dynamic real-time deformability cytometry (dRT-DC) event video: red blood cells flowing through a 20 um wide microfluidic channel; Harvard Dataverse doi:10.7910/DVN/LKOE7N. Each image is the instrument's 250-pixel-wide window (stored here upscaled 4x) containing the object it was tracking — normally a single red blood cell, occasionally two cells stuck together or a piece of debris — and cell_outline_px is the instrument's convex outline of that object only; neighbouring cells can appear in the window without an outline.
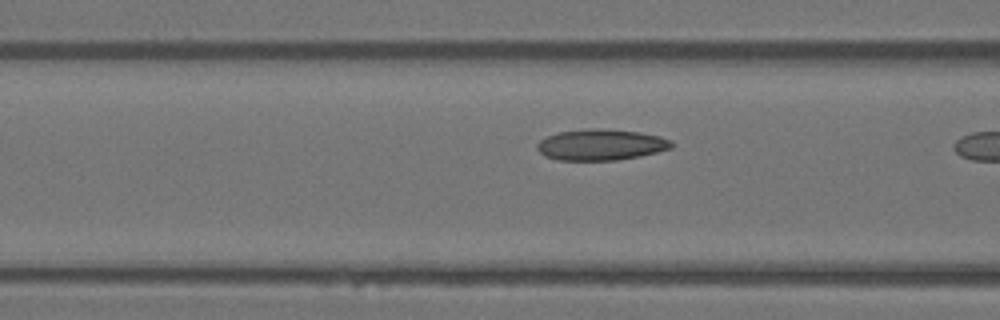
{"species": "Egyptian fruit bat (a non-hibernating species)", "species_latin": "Rousettus aegyptiacus", "temperature_condition": "warm", "stored_images_in_passage": 7, "camera_frame_rate_fps": 3000, "um_per_image_px": 0.085, "animal": {"sex": "female"}, "frame": {"image": 1, "passage_image": 6, "time_ms": 1.667, "image_size_px": [1000, 320], "cell_outline_px": [[672, 148], [640, 156], [616, 160], [556, 160], [544, 156], [536, 148], [536, 144], [540, 140], [548, 136], [560, 132], [592, 128], [640, 132], [660, 136], [672, 140]], "centroid_in_image_um": [51.07, 12.31], "position_along_channel_um": 115.5, "area_um2": 24.22}}